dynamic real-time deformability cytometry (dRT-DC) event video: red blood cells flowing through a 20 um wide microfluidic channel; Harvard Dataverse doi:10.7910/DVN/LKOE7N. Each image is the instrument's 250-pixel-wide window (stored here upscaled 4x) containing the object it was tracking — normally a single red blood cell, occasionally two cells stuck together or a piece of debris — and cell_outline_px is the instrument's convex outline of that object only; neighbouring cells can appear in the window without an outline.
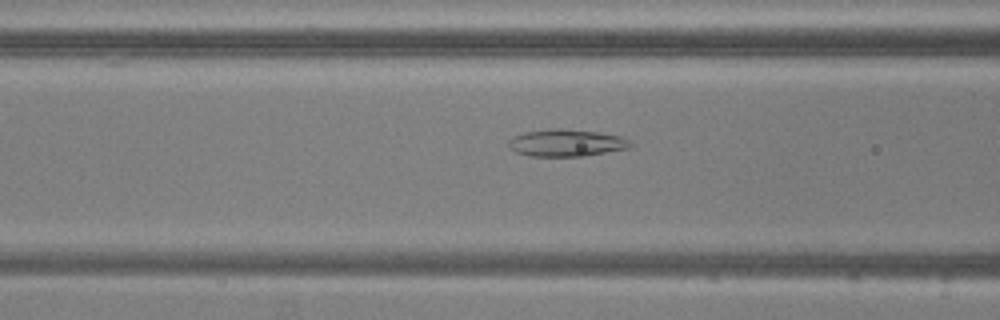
{"species": "common noctule bat (a hibernating species)", "species_latin": "Nyctalus noctula", "temperature_condition": "warm", "stored_images_in_passage": 38, "camera_frame_rate_fps": 3000, "um_per_image_px": 0.085, "animal": {"sex": "male", "body_mass_g": 20.5, "forearm_length_mm": 52.5}, "frame": {"image": 1, "passage_image": 15, "time_ms": 4.667, "image_size_px": [1000, 320], "cell_outline_px": [[632, 144], [628, 148], [584, 156], [528, 156], [516, 152], [508, 144], [508, 140], [512, 136], [524, 132], [548, 128], [560, 128], [596, 132], [620, 136], [628, 140]], "centroid_in_image_um": [48.08, 12.14], "position_along_channel_um": 118.5, "area_um2": 19.19}}
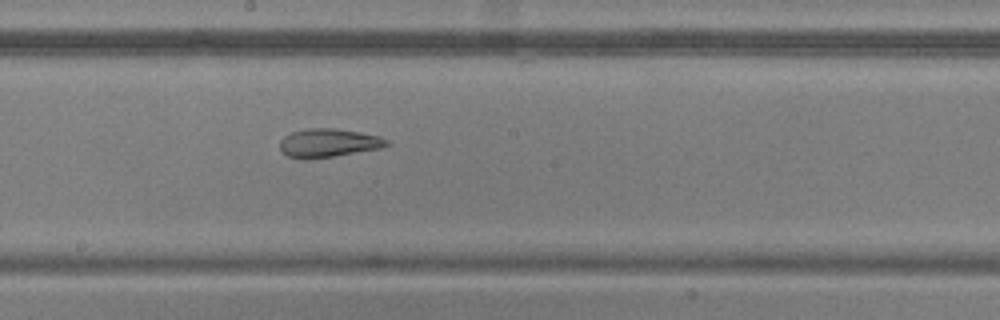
{"frame": {"image": 2, "passage_image": 23, "time_ms": 7.333, "image_size_px": [1000, 320], "cell_outline_px": [[392, 144], [380, 148], [308, 160], [304, 160], [288, 156], [280, 148], [280, 140], [284, 136], [292, 132], [308, 128], [336, 128], [360, 132], [380, 136], [388, 140]], "centroid_in_image_um": [27.92, 12.15], "position_along_channel_um": 220.3, "area_um2": 17.8}}
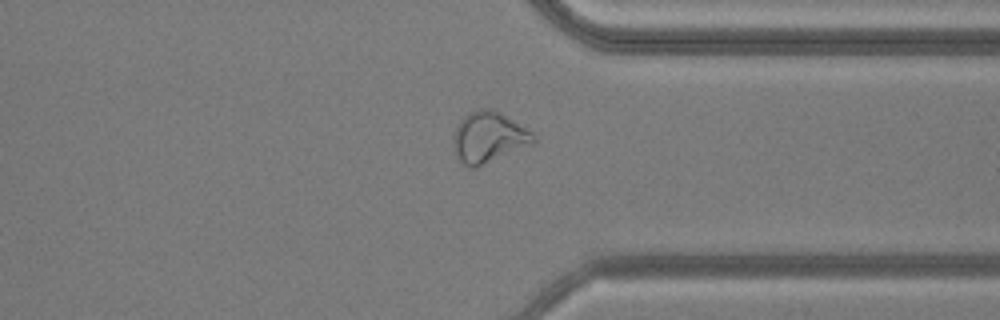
{"frame": {"image": 3, "passage_image": 35, "time_ms": 11.333, "image_size_px": [1000, 320], "cell_outline_px": [[536, 140], [532, 144], [476, 168], [472, 168], [464, 164], [460, 160], [456, 152], [456, 128], [460, 120], [468, 112], [476, 108], [492, 108], [500, 112], [532, 132], [536, 136]], "centroid_in_image_um": [41.58, 11.64], "position_along_channel_um": 369.8, "area_um2": 23.29}}